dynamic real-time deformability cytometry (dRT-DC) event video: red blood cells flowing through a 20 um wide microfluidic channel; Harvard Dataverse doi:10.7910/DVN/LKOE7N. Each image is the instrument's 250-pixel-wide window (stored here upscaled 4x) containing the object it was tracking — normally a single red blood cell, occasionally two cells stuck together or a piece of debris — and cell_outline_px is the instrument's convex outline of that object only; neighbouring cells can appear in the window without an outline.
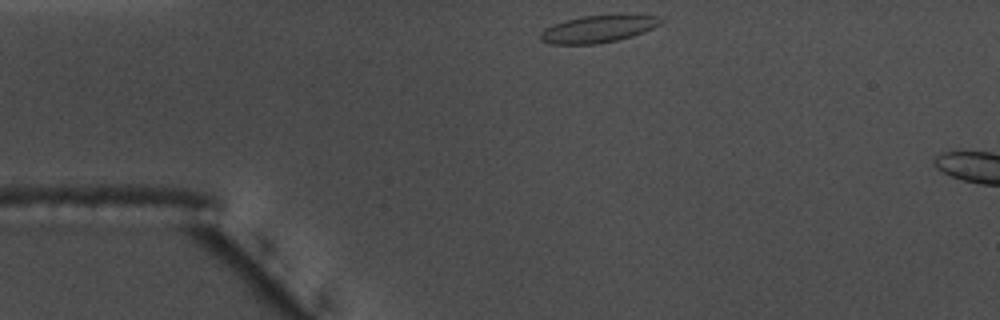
{"species": "common noctule bat (a hibernating species)", "species_latin": "Nyctalus noctula", "temperature_condition": "warm", "stored_images_in_passage": 5, "camera_frame_rate_fps": 3000, "um_per_image_px": 0.085, "animal": {"sex": "male", "body_mass_g": 17.5, "forearm_length_mm": 52.3}, "frame": {"image": 1, "passage_image": 1, "time_ms": 0.0, "image_size_px": [1000, 320], "cell_outline_px": [[664, 20], [660, 24], [644, 32], [632, 36], [616, 40], [596, 44], [552, 44], [540, 40], [540, 32], [552, 24], [564, 20], [580, 16], [620, 12], [656, 16]], "centroid_in_image_um": [50.87, 2.41], "position_along_channel_um": 34.1, "area_um2": 19.77}}